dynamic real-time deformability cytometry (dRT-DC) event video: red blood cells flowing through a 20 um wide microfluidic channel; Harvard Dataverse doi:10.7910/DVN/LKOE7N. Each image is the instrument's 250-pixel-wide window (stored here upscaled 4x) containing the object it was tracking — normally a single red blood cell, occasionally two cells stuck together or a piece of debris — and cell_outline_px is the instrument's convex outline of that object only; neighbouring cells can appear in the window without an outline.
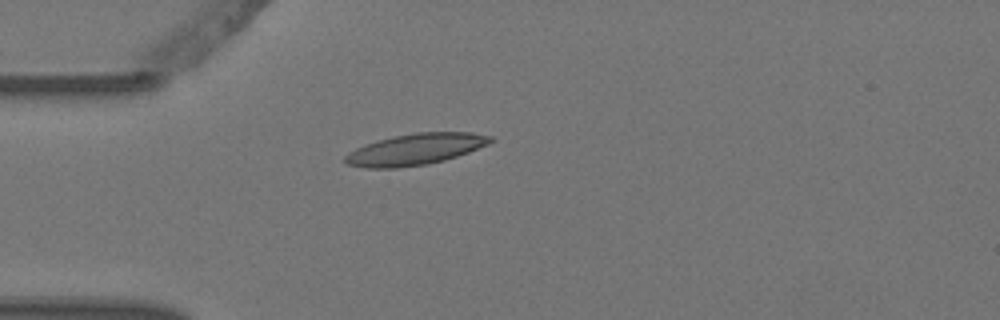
{"species": "Egyptian fruit bat (a non-hibernating species)", "species_latin": "Rousettus aegyptiacus", "temperature_condition": "warm", "stored_images_in_passage": 3, "camera_frame_rate_fps": 3000, "um_per_image_px": 0.085, "animal": {"sex": "female"}, "frame": {"image": 1, "passage_image": 2, "time_ms": 0.333, "image_size_px": [1000, 320], "cell_outline_px": [[496, 140], [488, 144], [468, 152], [444, 160], [428, 164], [396, 168], [364, 168], [348, 164], [344, 160], [344, 156], [348, 152], [364, 144], [376, 140], [416, 132], [472, 132], [492, 136]], "centroid_in_image_um": [35.3, 12.69], "position_along_channel_um": 49.7, "area_um2": 26.53}}